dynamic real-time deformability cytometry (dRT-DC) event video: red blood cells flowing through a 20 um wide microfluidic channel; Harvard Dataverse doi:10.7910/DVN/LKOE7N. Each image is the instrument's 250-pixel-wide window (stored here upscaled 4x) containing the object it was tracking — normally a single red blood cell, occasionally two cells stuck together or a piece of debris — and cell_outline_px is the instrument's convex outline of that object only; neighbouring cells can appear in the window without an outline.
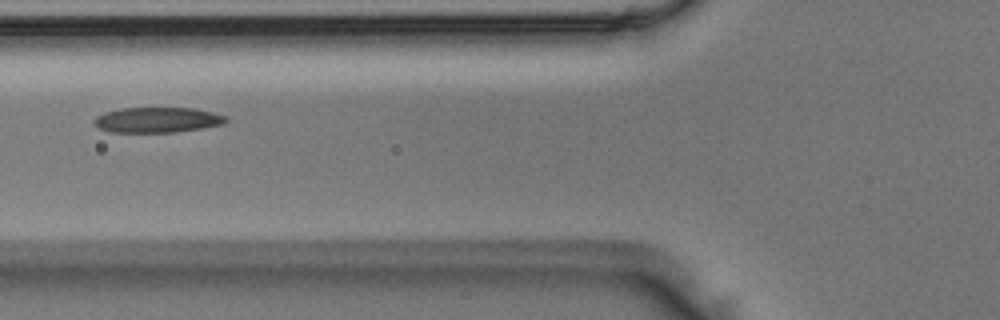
{"species": "Egyptian fruit bat (a non-hibernating species)", "species_latin": "Rousettus aegyptiacus", "temperature_condition": "room temperature", "stored_images_in_passage": 4, "camera_frame_rate_fps": 3000, "um_per_image_px": 0.085, "animal": {"sex": "male"}, "frame": {"image": 1, "passage_image": 4, "time_ms": 1.0, "image_size_px": [1000, 320], "cell_outline_px": [[228, 120], [224, 124], [200, 128], [172, 132], [108, 132], [100, 128], [92, 120], [96, 116], [104, 112], [120, 108], [196, 108], [228, 116]], "centroid_in_image_um": [13.37, 10.18], "position_along_channel_um": 112.4, "area_um2": 19.48}}